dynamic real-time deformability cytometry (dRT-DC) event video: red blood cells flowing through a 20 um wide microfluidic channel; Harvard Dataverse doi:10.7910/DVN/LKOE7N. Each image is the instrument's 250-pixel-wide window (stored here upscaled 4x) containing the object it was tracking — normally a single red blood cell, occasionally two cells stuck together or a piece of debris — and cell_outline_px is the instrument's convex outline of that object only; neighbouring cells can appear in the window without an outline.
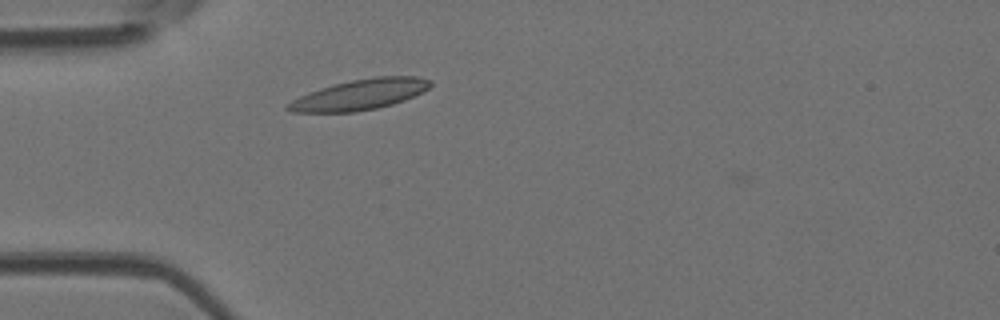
{"species": "Egyptian fruit bat (a non-hibernating species)", "species_latin": "Rousettus aegyptiacus", "temperature_condition": "room temperature", "stored_images_in_passage": 2, "camera_frame_rate_fps": 3000, "um_per_image_px": 0.085, "animal": {"sex": "female"}, "frame": {"image": 1, "passage_image": 2, "time_ms": 0.333, "image_size_px": [1000, 320], "cell_outline_px": [[432, 84], [428, 88], [404, 100], [392, 104], [376, 108], [356, 112], [292, 112], [284, 108], [292, 100], [308, 92], [320, 88], [352, 80], [376, 76], [416, 76], [432, 80]], "centroid_in_image_um": [30.58, 8.04], "position_along_channel_um": 54.4, "area_um2": 25.09}}